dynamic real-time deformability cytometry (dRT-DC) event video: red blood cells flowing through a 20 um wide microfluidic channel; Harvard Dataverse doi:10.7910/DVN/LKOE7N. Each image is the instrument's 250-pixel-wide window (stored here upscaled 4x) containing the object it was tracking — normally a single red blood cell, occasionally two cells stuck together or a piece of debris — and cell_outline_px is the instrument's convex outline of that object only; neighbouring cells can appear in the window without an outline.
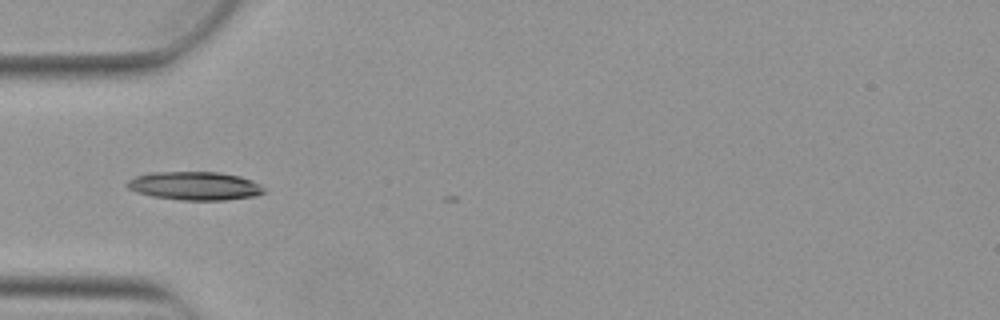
{"species": "Egyptian fruit bat (a non-hibernating species)", "species_latin": "Rousettus aegyptiacus", "temperature_condition": "warm", "stored_images_in_passage": 3, "camera_frame_rate_fps": 3000, "um_per_image_px": 0.085, "animal": {"sex": "female"}, "frame": {"image": 1, "passage_image": 2, "time_ms": 0.333, "image_size_px": [1000, 320], "cell_outline_px": [[264, 192], [256, 196], [224, 200], [180, 200], [152, 196], [136, 192], [128, 188], [124, 184], [128, 180], [136, 176], [148, 172], [216, 172], [240, 176], [252, 180], [260, 184], [264, 188]], "centroid_in_image_um": [16.53, 15.8], "position_along_channel_um": 68.5, "area_um2": 22.77}}